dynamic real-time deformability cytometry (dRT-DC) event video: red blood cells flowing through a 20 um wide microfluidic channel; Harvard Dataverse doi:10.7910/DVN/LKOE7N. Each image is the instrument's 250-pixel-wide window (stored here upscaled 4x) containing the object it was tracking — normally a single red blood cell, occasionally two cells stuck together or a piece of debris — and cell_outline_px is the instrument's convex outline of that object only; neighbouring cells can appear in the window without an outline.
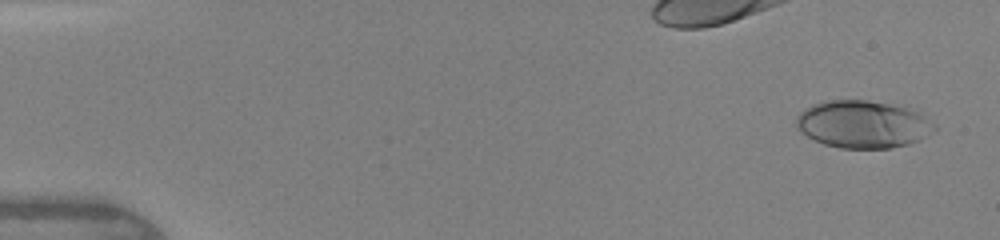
{"species": "human", "species_latin": "Homo sapiens", "temperature_condition": "warm", "stored_images_in_passage": 38, "camera_frame_rate_fps": 3000, "um_per_image_px": 0.085, "donor": {"sex": "female"}, "frame": {"image": 1, "passage_image": 2, "time_ms": 0.333, "image_size_px": [1000, 240], "cell_outline_px": [[936, 128], [920, 140], [908, 144], [892, 148], [840, 148], [824, 144], [800, 132], [796, 128], [796, 116], [804, 108], [812, 104], [828, 100], [868, 100], [908, 104], [920, 112], [936, 124]], "centroid_in_image_um": [73.4, 10.53], "position_along_channel_um": 11.6, "area_um2": 39.07}}
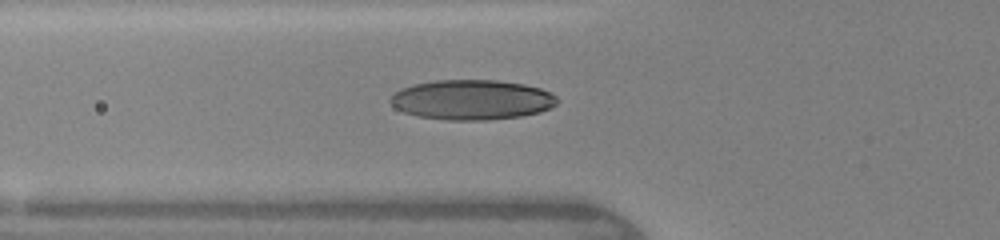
{"frame": {"image": 2, "passage_image": 14, "time_ms": 5.333, "image_size_px": [1000, 240], "cell_outline_px": [[560, 100], [556, 104], [540, 112], [520, 116], [488, 120], [448, 120], [416, 116], [404, 112], [396, 108], [388, 100], [400, 88], [412, 84], [436, 80], [496, 80], [524, 84], [540, 88], [552, 92]], "centroid_in_image_um": [40.11, 8.48], "position_along_channel_um": 85.7, "area_um2": 39.02}}
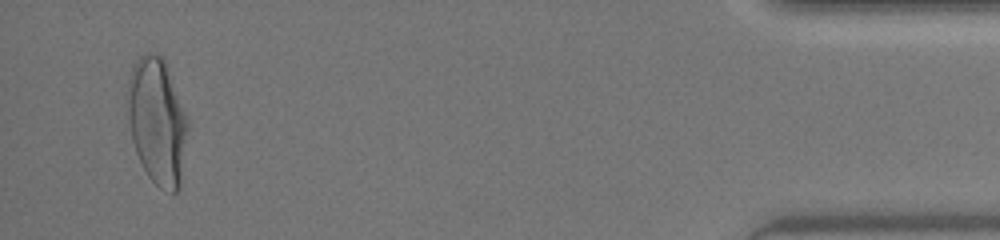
{"frame": {"image": 3, "passage_image": 37, "time_ms": 14.667, "image_size_px": [1000, 240], "cell_outline_px": [[188, 128], [180, 184], [176, 192], [172, 192], [160, 188], [148, 176], [136, 152], [132, 140], [128, 116], [128, 80], [132, 68], [136, 60], [144, 52], [156, 52], [164, 60], [184, 112], [188, 124]], "centroid_in_image_um": [13.34, 10.3], "position_along_channel_um": 421.9, "area_um2": 43.58}, "authors_computed_cell_mechanics": {"area_um2": 37.4833, "velocity_mm_per_s": 4.325, "shape_relaxation_time_tau1_ms": 3.676, "shape_relaxation_time_tau2_ms": null, "deformation_change_tau1": 0.1834, "deformation_change_tau2": null}}